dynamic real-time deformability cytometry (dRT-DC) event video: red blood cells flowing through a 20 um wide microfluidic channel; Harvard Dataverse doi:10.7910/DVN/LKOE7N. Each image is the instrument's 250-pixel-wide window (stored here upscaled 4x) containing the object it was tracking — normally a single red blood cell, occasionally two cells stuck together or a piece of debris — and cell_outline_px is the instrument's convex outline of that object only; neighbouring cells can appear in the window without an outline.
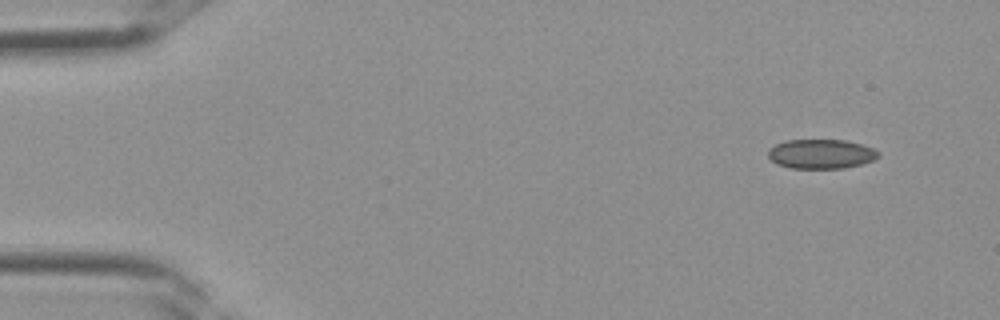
{"species": "Egyptian fruit bat (a non-hibernating species)", "species_latin": "Rousettus aegyptiacus", "temperature_condition": "room temperature", "stored_images_in_passage": 3, "camera_frame_rate_fps": 3000, "um_per_image_px": 0.085, "frame": {"image": 1, "passage_image": 1, "time_ms": 0.0, "image_size_px": [1000, 320], "cell_outline_px": [[880, 156], [872, 160], [860, 164], [844, 168], [792, 168], [776, 164], [768, 156], [768, 148], [784, 140], [848, 140], [872, 148], [880, 152]], "centroid_in_image_um": [69.77, 13.08], "position_along_channel_um": 15.2, "area_um2": 18.9}}